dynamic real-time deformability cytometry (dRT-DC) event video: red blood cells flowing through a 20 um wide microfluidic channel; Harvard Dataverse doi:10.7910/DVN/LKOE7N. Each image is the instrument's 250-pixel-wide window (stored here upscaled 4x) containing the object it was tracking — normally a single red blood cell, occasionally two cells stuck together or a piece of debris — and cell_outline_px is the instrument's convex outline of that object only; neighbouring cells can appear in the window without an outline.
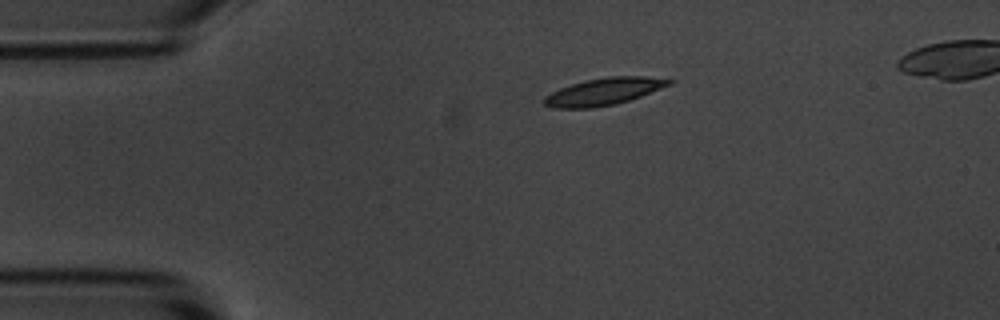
{"species": "common noctule bat (a hibernating species)", "species_latin": "Nyctalus noctula", "temperature_condition": "room temperature", "stored_images_in_passage": 3, "camera_frame_rate_fps": 3000, "um_per_image_px": 0.085, "animal": {"sex": "male", "body_mass_g": 20.1, "forearm_length_mm": 53.5}, "frame": {"image": 1, "passage_image": 1, "time_ms": 0.0, "image_size_px": [1000, 320], "cell_outline_px": [[676, 80], [672, 84], [640, 96], [616, 104], [592, 108], [556, 108], [544, 104], [544, 96], [560, 88], [584, 80], [608, 76], [644, 76]], "centroid_in_image_um": [51.34, 7.77], "position_along_channel_um": 33.7, "area_um2": 19.65}}